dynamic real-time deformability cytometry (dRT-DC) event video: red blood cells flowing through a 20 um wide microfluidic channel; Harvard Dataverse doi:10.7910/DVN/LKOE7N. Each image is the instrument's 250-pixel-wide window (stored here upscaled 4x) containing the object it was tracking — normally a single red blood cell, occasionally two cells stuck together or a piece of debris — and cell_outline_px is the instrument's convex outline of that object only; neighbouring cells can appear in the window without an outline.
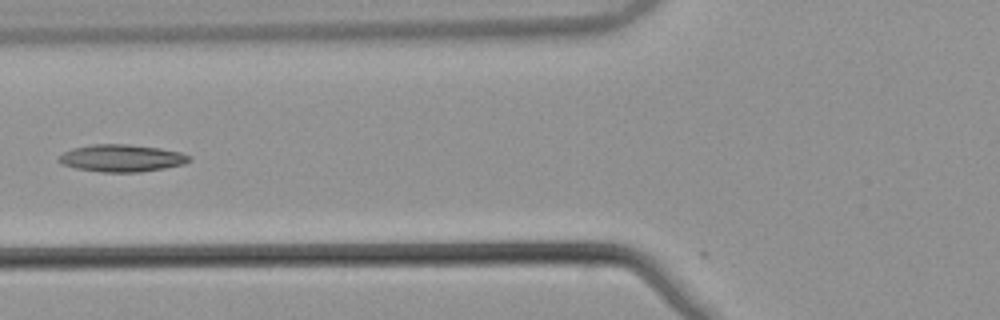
{"species": "common noctule bat (a hibernating species)", "species_latin": "Nyctalus noctula", "temperature_condition": "warm", "stored_images_in_passage": 7, "camera_frame_rate_fps": 3000, "um_per_image_px": 0.085, "animal": {"sex": "male", "body_mass_g": 21.5, "forearm_length_mm": 52.0}, "frame": {"image": 1, "passage_image": 6, "time_ms": 1.667, "image_size_px": [1000, 320], "cell_outline_px": [[192, 160], [184, 164], [164, 168], [140, 172], [100, 172], [76, 168], [60, 164], [56, 160], [64, 152], [72, 148], [92, 144], [128, 144], [160, 148], [180, 152], [192, 156]], "centroid_in_image_um": [10.34, 13.44], "position_along_channel_um": 115.5, "area_um2": 20.87}}
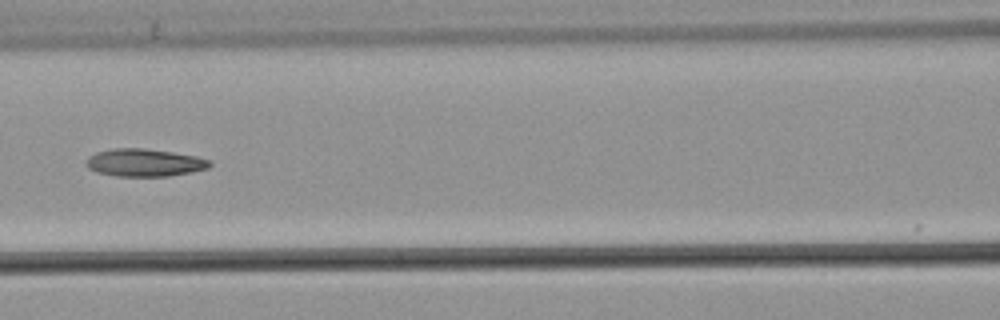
{"frame": {"image": 2, "passage_image": 7, "time_ms": 2.0, "image_size_px": [1000, 320], "cell_outline_px": [[212, 164], [208, 168], [192, 172], [168, 176], [116, 176], [96, 172], [88, 168], [84, 164], [88, 156], [96, 152], [112, 148], [144, 148], [172, 152], [196, 156], [212, 160]], "centroid_in_image_um": [12.26, 13.82], "position_along_channel_um": 154.3, "area_um2": 20.11}}